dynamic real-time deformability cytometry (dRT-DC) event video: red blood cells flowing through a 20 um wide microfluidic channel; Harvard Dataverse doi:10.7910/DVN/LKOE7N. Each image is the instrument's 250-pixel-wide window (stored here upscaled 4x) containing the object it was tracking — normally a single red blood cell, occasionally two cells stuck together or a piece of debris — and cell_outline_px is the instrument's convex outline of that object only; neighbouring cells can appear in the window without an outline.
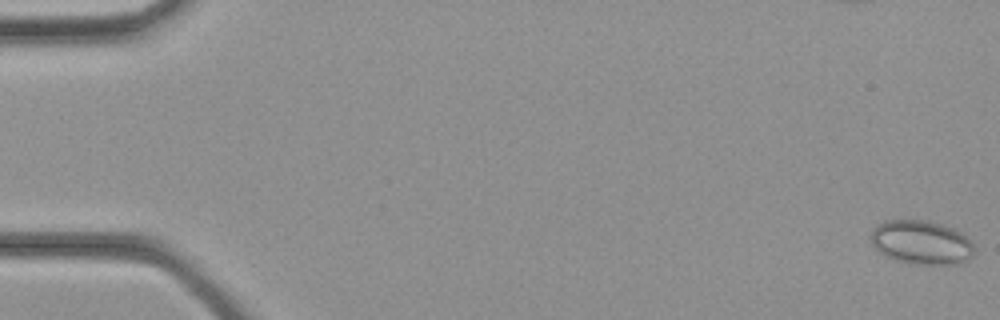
{"species": "common noctule bat (a hibernating species)", "species_latin": "Nyctalus noctula", "temperature_condition": "cold", "stored_images_in_passage": 11, "camera_frame_rate_fps": 3000, "um_per_image_px": 0.085, "animal": {"sex": "female", "body_mass_g": 21.9}, "frame": {"image": 1, "passage_image": 1, "time_ms": 0.0, "image_size_px": [1000, 320], "cell_outline_px": [[972, 256], [964, 264], [916, 264], [896, 260], [884, 256], [872, 244], [872, 228], [876, 224], [884, 220], [924, 220], [944, 224], [960, 232], [972, 244]], "centroid_in_image_um": [78.29, 20.6], "position_along_channel_um": 6.7, "area_um2": 26.47}}